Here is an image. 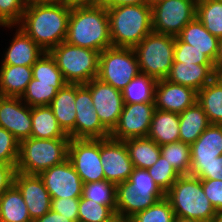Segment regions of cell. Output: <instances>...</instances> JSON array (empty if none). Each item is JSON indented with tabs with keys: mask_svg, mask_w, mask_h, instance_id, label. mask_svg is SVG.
<instances>
[{
	"mask_svg": "<svg viewBox=\"0 0 222 222\" xmlns=\"http://www.w3.org/2000/svg\"><path fill=\"white\" fill-rule=\"evenodd\" d=\"M31 2H53V3H64V0H28Z\"/></svg>",
	"mask_w": 222,
	"mask_h": 222,
	"instance_id": "54",
	"label": "cell"
},
{
	"mask_svg": "<svg viewBox=\"0 0 222 222\" xmlns=\"http://www.w3.org/2000/svg\"><path fill=\"white\" fill-rule=\"evenodd\" d=\"M20 141L13 134L0 127V163L17 165Z\"/></svg>",
	"mask_w": 222,
	"mask_h": 222,
	"instance_id": "43",
	"label": "cell"
},
{
	"mask_svg": "<svg viewBox=\"0 0 222 222\" xmlns=\"http://www.w3.org/2000/svg\"><path fill=\"white\" fill-rule=\"evenodd\" d=\"M32 74L36 83H67L49 52L43 53L35 62Z\"/></svg>",
	"mask_w": 222,
	"mask_h": 222,
	"instance_id": "37",
	"label": "cell"
},
{
	"mask_svg": "<svg viewBox=\"0 0 222 222\" xmlns=\"http://www.w3.org/2000/svg\"><path fill=\"white\" fill-rule=\"evenodd\" d=\"M84 183L105 180L100 139H70L67 158Z\"/></svg>",
	"mask_w": 222,
	"mask_h": 222,
	"instance_id": "12",
	"label": "cell"
},
{
	"mask_svg": "<svg viewBox=\"0 0 222 222\" xmlns=\"http://www.w3.org/2000/svg\"><path fill=\"white\" fill-rule=\"evenodd\" d=\"M82 196L97 204L109 206L116 213V185L100 180L83 184Z\"/></svg>",
	"mask_w": 222,
	"mask_h": 222,
	"instance_id": "36",
	"label": "cell"
},
{
	"mask_svg": "<svg viewBox=\"0 0 222 222\" xmlns=\"http://www.w3.org/2000/svg\"><path fill=\"white\" fill-rule=\"evenodd\" d=\"M0 220L4 222H33L24 198L14 184L0 196Z\"/></svg>",
	"mask_w": 222,
	"mask_h": 222,
	"instance_id": "29",
	"label": "cell"
},
{
	"mask_svg": "<svg viewBox=\"0 0 222 222\" xmlns=\"http://www.w3.org/2000/svg\"><path fill=\"white\" fill-rule=\"evenodd\" d=\"M66 84L67 83H36V79L32 78L20 98L30 107L49 106L58 90Z\"/></svg>",
	"mask_w": 222,
	"mask_h": 222,
	"instance_id": "34",
	"label": "cell"
},
{
	"mask_svg": "<svg viewBox=\"0 0 222 222\" xmlns=\"http://www.w3.org/2000/svg\"><path fill=\"white\" fill-rule=\"evenodd\" d=\"M175 217L170 202L163 198L154 205L134 214L130 222H171Z\"/></svg>",
	"mask_w": 222,
	"mask_h": 222,
	"instance_id": "38",
	"label": "cell"
},
{
	"mask_svg": "<svg viewBox=\"0 0 222 222\" xmlns=\"http://www.w3.org/2000/svg\"><path fill=\"white\" fill-rule=\"evenodd\" d=\"M151 9L153 32L177 37L196 18L197 0H163Z\"/></svg>",
	"mask_w": 222,
	"mask_h": 222,
	"instance_id": "11",
	"label": "cell"
},
{
	"mask_svg": "<svg viewBox=\"0 0 222 222\" xmlns=\"http://www.w3.org/2000/svg\"><path fill=\"white\" fill-rule=\"evenodd\" d=\"M177 37L182 42L188 43L198 51L203 52L215 64L220 39L212 35L197 17L189 22Z\"/></svg>",
	"mask_w": 222,
	"mask_h": 222,
	"instance_id": "24",
	"label": "cell"
},
{
	"mask_svg": "<svg viewBox=\"0 0 222 222\" xmlns=\"http://www.w3.org/2000/svg\"><path fill=\"white\" fill-rule=\"evenodd\" d=\"M155 110L154 102L124 104L118 124L110 137L120 141L148 137Z\"/></svg>",
	"mask_w": 222,
	"mask_h": 222,
	"instance_id": "14",
	"label": "cell"
},
{
	"mask_svg": "<svg viewBox=\"0 0 222 222\" xmlns=\"http://www.w3.org/2000/svg\"><path fill=\"white\" fill-rule=\"evenodd\" d=\"M69 141L70 138L34 137L20 141L16 171L39 175L42 171L63 163L68 158Z\"/></svg>",
	"mask_w": 222,
	"mask_h": 222,
	"instance_id": "6",
	"label": "cell"
},
{
	"mask_svg": "<svg viewBox=\"0 0 222 222\" xmlns=\"http://www.w3.org/2000/svg\"><path fill=\"white\" fill-rule=\"evenodd\" d=\"M71 7L65 3L28 1L16 25L43 51L49 52L66 39Z\"/></svg>",
	"mask_w": 222,
	"mask_h": 222,
	"instance_id": "1",
	"label": "cell"
},
{
	"mask_svg": "<svg viewBox=\"0 0 222 222\" xmlns=\"http://www.w3.org/2000/svg\"><path fill=\"white\" fill-rule=\"evenodd\" d=\"M215 70V65L173 62L165 79L198 92L215 77Z\"/></svg>",
	"mask_w": 222,
	"mask_h": 222,
	"instance_id": "22",
	"label": "cell"
},
{
	"mask_svg": "<svg viewBox=\"0 0 222 222\" xmlns=\"http://www.w3.org/2000/svg\"><path fill=\"white\" fill-rule=\"evenodd\" d=\"M175 37L155 32L149 33L133 48L140 73L163 80L174 62Z\"/></svg>",
	"mask_w": 222,
	"mask_h": 222,
	"instance_id": "9",
	"label": "cell"
},
{
	"mask_svg": "<svg viewBox=\"0 0 222 222\" xmlns=\"http://www.w3.org/2000/svg\"><path fill=\"white\" fill-rule=\"evenodd\" d=\"M174 62L215 65L203 52L175 37Z\"/></svg>",
	"mask_w": 222,
	"mask_h": 222,
	"instance_id": "41",
	"label": "cell"
},
{
	"mask_svg": "<svg viewBox=\"0 0 222 222\" xmlns=\"http://www.w3.org/2000/svg\"><path fill=\"white\" fill-rule=\"evenodd\" d=\"M9 29L16 28L12 40L5 53L3 52L0 65H17L32 67L42 56L43 51L28 35L17 26H2ZM13 27V28H12Z\"/></svg>",
	"mask_w": 222,
	"mask_h": 222,
	"instance_id": "21",
	"label": "cell"
},
{
	"mask_svg": "<svg viewBox=\"0 0 222 222\" xmlns=\"http://www.w3.org/2000/svg\"><path fill=\"white\" fill-rule=\"evenodd\" d=\"M31 137L37 139L70 138L57 122L49 106L31 107Z\"/></svg>",
	"mask_w": 222,
	"mask_h": 222,
	"instance_id": "27",
	"label": "cell"
},
{
	"mask_svg": "<svg viewBox=\"0 0 222 222\" xmlns=\"http://www.w3.org/2000/svg\"><path fill=\"white\" fill-rule=\"evenodd\" d=\"M16 165L0 163V196L14 183Z\"/></svg>",
	"mask_w": 222,
	"mask_h": 222,
	"instance_id": "46",
	"label": "cell"
},
{
	"mask_svg": "<svg viewBox=\"0 0 222 222\" xmlns=\"http://www.w3.org/2000/svg\"><path fill=\"white\" fill-rule=\"evenodd\" d=\"M161 155L166 158L180 175H190L191 147L182 141L160 146Z\"/></svg>",
	"mask_w": 222,
	"mask_h": 222,
	"instance_id": "35",
	"label": "cell"
},
{
	"mask_svg": "<svg viewBox=\"0 0 222 222\" xmlns=\"http://www.w3.org/2000/svg\"><path fill=\"white\" fill-rule=\"evenodd\" d=\"M179 114L156 109L150 124L148 138L159 146L180 141Z\"/></svg>",
	"mask_w": 222,
	"mask_h": 222,
	"instance_id": "25",
	"label": "cell"
},
{
	"mask_svg": "<svg viewBox=\"0 0 222 222\" xmlns=\"http://www.w3.org/2000/svg\"><path fill=\"white\" fill-rule=\"evenodd\" d=\"M104 222H130V218L123 216L121 214L115 213L113 216H111L108 220Z\"/></svg>",
	"mask_w": 222,
	"mask_h": 222,
	"instance_id": "50",
	"label": "cell"
},
{
	"mask_svg": "<svg viewBox=\"0 0 222 222\" xmlns=\"http://www.w3.org/2000/svg\"><path fill=\"white\" fill-rule=\"evenodd\" d=\"M140 73L133 48L109 47L100 53L97 78L122 91Z\"/></svg>",
	"mask_w": 222,
	"mask_h": 222,
	"instance_id": "10",
	"label": "cell"
},
{
	"mask_svg": "<svg viewBox=\"0 0 222 222\" xmlns=\"http://www.w3.org/2000/svg\"><path fill=\"white\" fill-rule=\"evenodd\" d=\"M0 127L22 141L31 137V107L20 97L0 96Z\"/></svg>",
	"mask_w": 222,
	"mask_h": 222,
	"instance_id": "18",
	"label": "cell"
},
{
	"mask_svg": "<svg viewBox=\"0 0 222 222\" xmlns=\"http://www.w3.org/2000/svg\"><path fill=\"white\" fill-rule=\"evenodd\" d=\"M160 1H163V0H148V4L150 6H153L154 4H156V3L160 2Z\"/></svg>",
	"mask_w": 222,
	"mask_h": 222,
	"instance_id": "56",
	"label": "cell"
},
{
	"mask_svg": "<svg viewBox=\"0 0 222 222\" xmlns=\"http://www.w3.org/2000/svg\"><path fill=\"white\" fill-rule=\"evenodd\" d=\"M215 68L222 69V38H220L219 40V48H218L217 59L215 61Z\"/></svg>",
	"mask_w": 222,
	"mask_h": 222,
	"instance_id": "51",
	"label": "cell"
},
{
	"mask_svg": "<svg viewBox=\"0 0 222 222\" xmlns=\"http://www.w3.org/2000/svg\"><path fill=\"white\" fill-rule=\"evenodd\" d=\"M67 83L87 84L98 76L100 52L63 41L49 51Z\"/></svg>",
	"mask_w": 222,
	"mask_h": 222,
	"instance_id": "7",
	"label": "cell"
},
{
	"mask_svg": "<svg viewBox=\"0 0 222 222\" xmlns=\"http://www.w3.org/2000/svg\"><path fill=\"white\" fill-rule=\"evenodd\" d=\"M28 0H0V27L16 26L26 9Z\"/></svg>",
	"mask_w": 222,
	"mask_h": 222,
	"instance_id": "42",
	"label": "cell"
},
{
	"mask_svg": "<svg viewBox=\"0 0 222 222\" xmlns=\"http://www.w3.org/2000/svg\"><path fill=\"white\" fill-rule=\"evenodd\" d=\"M75 139H105L110 132L102 125L93 107L92 95L84 84H76Z\"/></svg>",
	"mask_w": 222,
	"mask_h": 222,
	"instance_id": "15",
	"label": "cell"
},
{
	"mask_svg": "<svg viewBox=\"0 0 222 222\" xmlns=\"http://www.w3.org/2000/svg\"><path fill=\"white\" fill-rule=\"evenodd\" d=\"M75 98L76 84L67 83L58 90L52 102L49 104L57 122L69 135L70 139H75Z\"/></svg>",
	"mask_w": 222,
	"mask_h": 222,
	"instance_id": "23",
	"label": "cell"
},
{
	"mask_svg": "<svg viewBox=\"0 0 222 222\" xmlns=\"http://www.w3.org/2000/svg\"><path fill=\"white\" fill-rule=\"evenodd\" d=\"M190 147V175L201 180H221L222 125L210 124Z\"/></svg>",
	"mask_w": 222,
	"mask_h": 222,
	"instance_id": "8",
	"label": "cell"
},
{
	"mask_svg": "<svg viewBox=\"0 0 222 222\" xmlns=\"http://www.w3.org/2000/svg\"><path fill=\"white\" fill-rule=\"evenodd\" d=\"M197 102V91L166 79L156 82L154 105L156 109L181 114Z\"/></svg>",
	"mask_w": 222,
	"mask_h": 222,
	"instance_id": "20",
	"label": "cell"
},
{
	"mask_svg": "<svg viewBox=\"0 0 222 222\" xmlns=\"http://www.w3.org/2000/svg\"><path fill=\"white\" fill-rule=\"evenodd\" d=\"M157 186L166 193L176 182L180 174L167 162L166 158L160 155L155 164L147 169Z\"/></svg>",
	"mask_w": 222,
	"mask_h": 222,
	"instance_id": "39",
	"label": "cell"
},
{
	"mask_svg": "<svg viewBox=\"0 0 222 222\" xmlns=\"http://www.w3.org/2000/svg\"><path fill=\"white\" fill-rule=\"evenodd\" d=\"M13 184L20 190L33 221L51 210V196L39 175L24 174L16 171Z\"/></svg>",
	"mask_w": 222,
	"mask_h": 222,
	"instance_id": "19",
	"label": "cell"
},
{
	"mask_svg": "<svg viewBox=\"0 0 222 222\" xmlns=\"http://www.w3.org/2000/svg\"><path fill=\"white\" fill-rule=\"evenodd\" d=\"M113 47L134 48L153 32L149 4L106 8Z\"/></svg>",
	"mask_w": 222,
	"mask_h": 222,
	"instance_id": "3",
	"label": "cell"
},
{
	"mask_svg": "<svg viewBox=\"0 0 222 222\" xmlns=\"http://www.w3.org/2000/svg\"><path fill=\"white\" fill-rule=\"evenodd\" d=\"M100 157L105 180L117 185L129 179L134 166L124 141L100 139Z\"/></svg>",
	"mask_w": 222,
	"mask_h": 222,
	"instance_id": "16",
	"label": "cell"
},
{
	"mask_svg": "<svg viewBox=\"0 0 222 222\" xmlns=\"http://www.w3.org/2000/svg\"><path fill=\"white\" fill-rule=\"evenodd\" d=\"M65 41L100 53L112 47L106 7L103 5L71 7Z\"/></svg>",
	"mask_w": 222,
	"mask_h": 222,
	"instance_id": "2",
	"label": "cell"
},
{
	"mask_svg": "<svg viewBox=\"0 0 222 222\" xmlns=\"http://www.w3.org/2000/svg\"><path fill=\"white\" fill-rule=\"evenodd\" d=\"M148 4V0H103L102 4L106 8H112L124 5H142Z\"/></svg>",
	"mask_w": 222,
	"mask_h": 222,
	"instance_id": "47",
	"label": "cell"
},
{
	"mask_svg": "<svg viewBox=\"0 0 222 222\" xmlns=\"http://www.w3.org/2000/svg\"><path fill=\"white\" fill-rule=\"evenodd\" d=\"M163 198L147 169L134 168L126 182L116 185V213L131 218Z\"/></svg>",
	"mask_w": 222,
	"mask_h": 222,
	"instance_id": "5",
	"label": "cell"
},
{
	"mask_svg": "<svg viewBox=\"0 0 222 222\" xmlns=\"http://www.w3.org/2000/svg\"><path fill=\"white\" fill-rule=\"evenodd\" d=\"M79 200L80 198L52 199L51 210L73 222H78Z\"/></svg>",
	"mask_w": 222,
	"mask_h": 222,
	"instance_id": "44",
	"label": "cell"
},
{
	"mask_svg": "<svg viewBox=\"0 0 222 222\" xmlns=\"http://www.w3.org/2000/svg\"><path fill=\"white\" fill-rule=\"evenodd\" d=\"M32 78V67L1 65L0 96L21 97Z\"/></svg>",
	"mask_w": 222,
	"mask_h": 222,
	"instance_id": "26",
	"label": "cell"
},
{
	"mask_svg": "<svg viewBox=\"0 0 222 222\" xmlns=\"http://www.w3.org/2000/svg\"><path fill=\"white\" fill-rule=\"evenodd\" d=\"M176 217L195 222H212L216 210L206 197L201 179L180 175L165 193Z\"/></svg>",
	"mask_w": 222,
	"mask_h": 222,
	"instance_id": "4",
	"label": "cell"
},
{
	"mask_svg": "<svg viewBox=\"0 0 222 222\" xmlns=\"http://www.w3.org/2000/svg\"><path fill=\"white\" fill-rule=\"evenodd\" d=\"M84 85L90 90L93 107L100 122L111 133L117 126L120 114L123 111L122 91L115 89L97 77Z\"/></svg>",
	"mask_w": 222,
	"mask_h": 222,
	"instance_id": "13",
	"label": "cell"
},
{
	"mask_svg": "<svg viewBox=\"0 0 222 222\" xmlns=\"http://www.w3.org/2000/svg\"><path fill=\"white\" fill-rule=\"evenodd\" d=\"M124 142L134 168L148 169L161 155L160 146L148 137L132 138Z\"/></svg>",
	"mask_w": 222,
	"mask_h": 222,
	"instance_id": "30",
	"label": "cell"
},
{
	"mask_svg": "<svg viewBox=\"0 0 222 222\" xmlns=\"http://www.w3.org/2000/svg\"><path fill=\"white\" fill-rule=\"evenodd\" d=\"M209 125L206 113L196 102L179 114L180 141L191 145Z\"/></svg>",
	"mask_w": 222,
	"mask_h": 222,
	"instance_id": "28",
	"label": "cell"
},
{
	"mask_svg": "<svg viewBox=\"0 0 222 222\" xmlns=\"http://www.w3.org/2000/svg\"><path fill=\"white\" fill-rule=\"evenodd\" d=\"M171 222H195V221H190V220H187V219H184V218H180V217H174L173 219H172V221Z\"/></svg>",
	"mask_w": 222,
	"mask_h": 222,
	"instance_id": "55",
	"label": "cell"
},
{
	"mask_svg": "<svg viewBox=\"0 0 222 222\" xmlns=\"http://www.w3.org/2000/svg\"><path fill=\"white\" fill-rule=\"evenodd\" d=\"M204 193L216 211L222 210V180H201Z\"/></svg>",
	"mask_w": 222,
	"mask_h": 222,
	"instance_id": "45",
	"label": "cell"
},
{
	"mask_svg": "<svg viewBox=\"0 0 222 222\" xmlns=\"http://www.w3.org/2000/svg\"><path fill=\"white\" fill-rule=\"evenodd\" d=\"M39 176L51 199L82 197L83 182L68 159L42 171Z\"/></svg>",
	"mask_w": 222,
	"mask_h": 222,
	"instance_id": "17",
	"label": "cell"
},
{
	"mask_svg": "<svg viewBox=\"0 0 222 222\" xmlns=\"http://www.w3.org/2000/svg\"><path fill=\"white\" fill-rule=\"evenodd\" d=\"M197 103L210 124L222 125V85L215 77L197 92Z\"/></svg>",
	"mask_w": 222,
	"mask_h": 222,
	"instance_id": "31",
	"label": "cell"
},
{
	"mask_svg": "<svg viewBox=\"0 0 222 222\" xmlns=\"http://www.w3.org/2000/svg\"><path fill=\"white\" fill-rule=\"evenodd\" d=\"M196 17L212 35L222 38V1L197 0Z\"/></svg>",
	"mask_w": 222,
	"mask_h": 222,
	"instance_id": "33",
	"label": "cell"
},
{
	"mask_svg": "<svg viewBox=\"0 0 222 222\" xmlns=\"http://www.w3.org/2000/svg\"><path fill=\"white\" fill-rule=\"evenodd\" d=\"M212 222H222V210L216 211Z\"/></svg>",
	"mask_w": 222,
	"mask_h": 222,
	"instance_id": "52",
	"label": "cell"
},
{
	"mask_svg": "<svg viewBox=\"0 0 222 222\" xmlns=\"http://www.w3.org/2000/svg\"><path fill=\"white\" fill-rule=\"evenodd\" d=\"M156 80L139 73L122 90L124 104L154 102Z\"/></svg>",
	"mask_w": 222,
	"mask_h": 222,
	"instance_id": "32",
	"label": "cell"
},
{
	"mask_svg": "<svg viewBox=\"0 0 222 222\" xmlns=\"http://www.w3.org/2000/svg\"><path fill=\"white\" fill-rule=\"evenodd\" d=\"M215 78L221 83L222 85V69L215 70Z\"/></svg>",
	"mask_w": 222,
	"mask_h": 222,
	"instance_id": "53",
	"label": "cell"
},
{
	"mask_svg": "<svg viewBox=\"0 0 222 222\" xmlns=\"http://www.w3.org/2000/svg\"><path fill=\"white\" fill-rule=\"evenodd\" d=\"M33 222H73L59 213L49 210L44 216L35 219Z\"/></svg>",
	"mask_w": 222,
	"mask_h": 222,
	"instance_id": "48",
	"label": "cell"
},
{
	"mask_svg": "<svg viewBox=\"0 0 222 222\" xmlns=\"http://www.w3.org/2000/svg\"><path fill=\"white\" fill-rule=\"evenodd\" d=\"M103 0H64V3L69 7L75 6H98Z\"/></svg>",
	"mask_w": 222,
	"mask_h": 222,
	"instance_id": "49",
	"label": "cell"
},
{
	"mask_svg": "<svg viewBox=\"0 0 222 222\" xmlns=\"http://www.w3.org/2000/svg\"><path fill=\"white\" fill-rule=\"evenodd\" d=\"M114 214L115 212L109 206L80 197L78 222H104Z\"/></svg>",
	"mask_w": 222,
	"mask_h": 222,
	"instance_id": "40",
	"label": "cell"
}]
</instances>
